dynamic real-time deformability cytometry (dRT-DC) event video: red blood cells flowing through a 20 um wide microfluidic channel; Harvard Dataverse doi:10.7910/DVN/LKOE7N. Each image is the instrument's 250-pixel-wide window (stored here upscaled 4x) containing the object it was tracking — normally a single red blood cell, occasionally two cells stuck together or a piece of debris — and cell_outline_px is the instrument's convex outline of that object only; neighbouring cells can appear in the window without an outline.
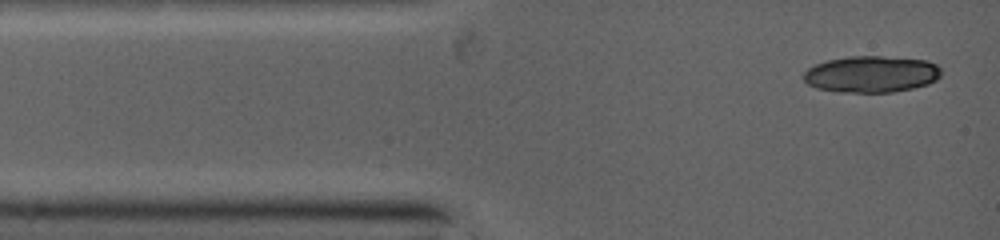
{"species": "common noctule bat (a hibernating species)", "species_latin": "Nyctalus noctula", "temperature_condition": "warm", "stored_images_in_passage": 5, "camera_frame_rate_fps": 5000, "um_per_image_px": 0.085, "animal": {"sex": "female", "body_mass_g": 19.0, "forearm_length_mm": 53.3}, "frame": {"image": 1, "passage_image": 1, "time_ms": 0.0, "image_size_px": [1000, 240], "cell_outline_px": [[940, 76], [936, 80], [928, 84], [912, 88], [892, 92], [836, 92], [816, 88], [808, 84], [804, 80], [804, 72], [808, 68], [816, 64], [828, 60], [852, 56], [880, 56], [924, 60], [936, 64], [940, 68]], "centroid_in_image_um": [74.05, 6.31], "position_along_channel_um": 10.9, "area_um2": 29.19}}